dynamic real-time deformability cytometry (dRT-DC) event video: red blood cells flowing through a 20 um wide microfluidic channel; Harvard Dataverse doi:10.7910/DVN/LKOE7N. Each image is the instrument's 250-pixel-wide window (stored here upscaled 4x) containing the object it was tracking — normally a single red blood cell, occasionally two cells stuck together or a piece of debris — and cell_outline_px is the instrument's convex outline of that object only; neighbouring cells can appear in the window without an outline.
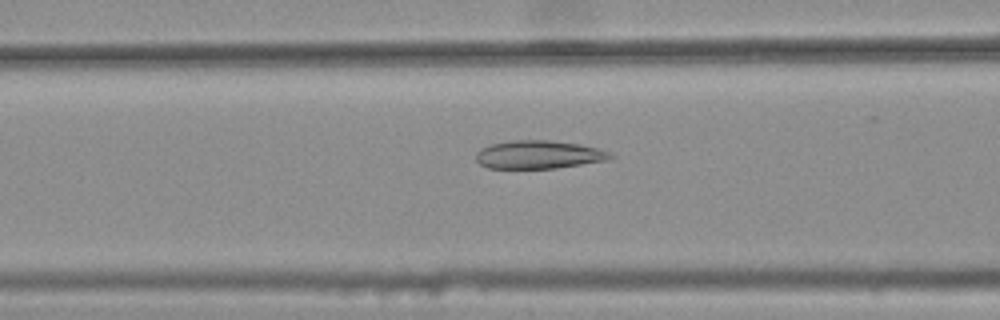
{"species": "common noctule bat (a hibernating species)", "species_latin": "Nyctalus noctula", "temperature_condition": "warm", "stored_images_in_passage": 43, "camera_frame_rate_fps": 3000, "um_per_image_px": 0.085, "animal": {"sex": "female", "body_mass_g": 25.1}, "frame": {"image": 1, "passage_image": 17, "time_ms": 5.333, "image_size_px": [1000, 320], "cell_outline_px": [[616, 156], [608, 160], [556, 168], [488, 168], [480, 164], [476, 160], [476, 152], [480, 148], [488, 144], [512, 140], [548, 140], [580, 144], [596, 148], [608, 152]], "centroid_in_image_um": [45.76, 13.14], "position_along_channel_um": 120.8, "area_um2": 22.14}}
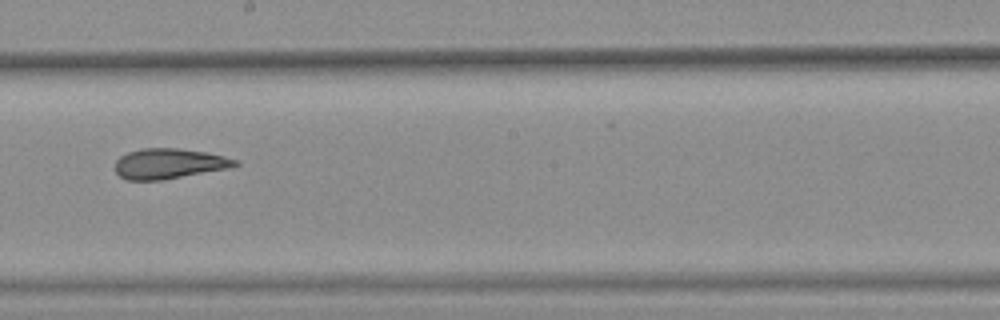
{"frame": {"image": 2, "passage_image": 26, "time_ms": 8.333, "image_size_px": [1000, 320], "cell_outline_px": [[240, 164], [228, 168], [164, 180], [128, 180], [120, 176], [116, 172], [116, 160], [120, 156], [128, 152], [140, 148], [180, 148], [204, 152], [224, 156], [240, 160]], "centroid_in_image_um": [14.38, 13.9], "position_along_channel_um": 233.8, "area_um2": 21.21}}
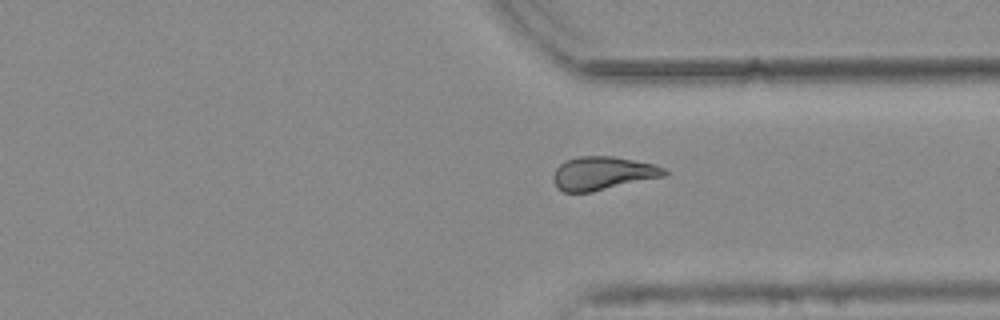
{"frame": {"image": 3, "passage_image": 36, "time_ms": 11.667, "image_size_px": [1000, 320], "cell_outline_px": [[668, 172], [664, 176], [592, 192], [564, 192], [556, 188], [552, 180], [552, 176], [556, 168], [564, 160], [576, 156], [612, 156], [656, 164], [664, 168]], "centroid_in_image_um": [51.19, 14.72], "position_along_channel_um": 360.2, "area_um2": 21.79}, "authors_computed_cell_mechanics": {"area_um2": 21.7906, "velocity_mm_per_s": 3.7757, "shape_relaxation_time_tau1_ms": null, "shape_relaxation_time_tau2_ms": 3.1032, "deformation_change_tau1": null, "deformation_change_tau2": 0.1073}}